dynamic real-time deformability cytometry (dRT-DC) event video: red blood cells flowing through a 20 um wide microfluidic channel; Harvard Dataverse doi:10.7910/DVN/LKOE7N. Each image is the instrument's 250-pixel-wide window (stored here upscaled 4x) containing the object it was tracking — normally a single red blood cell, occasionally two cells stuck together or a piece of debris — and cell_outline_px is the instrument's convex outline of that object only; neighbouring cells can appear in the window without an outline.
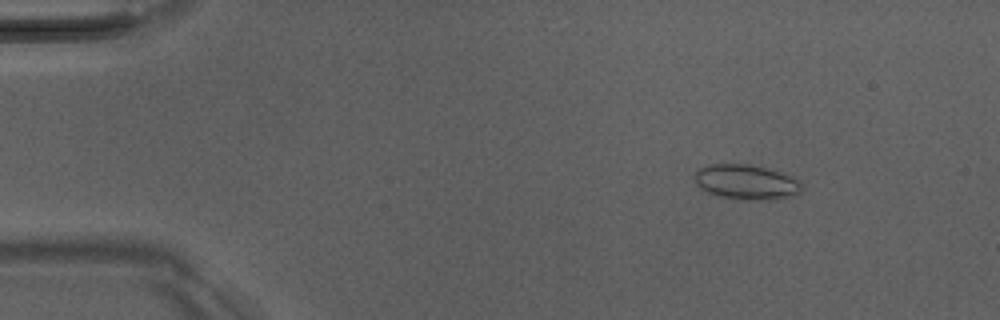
{"species": "Egyptian fruit bat (a non-hibernating species)", "species_latin": "Rousettus aegyptiacus", "temperature_condition": "room temperature", "stored_images_in_passage": 51, "camera_frame_rate_fps": 3000, "um_per_image_px": 0.085, "animal": {"sex": "male"}, "frame": {"image": 1, "passage_image": 7, "time_ms": 2.0, "image_size_px": [1000, 320], "cell_outline_px": [[800, 192], [768, 200], [720, 196], [708, 192], [700, 188], [696, 184], [696, 172], [700, 168], [708, 164], [748, 164], [784, 172], [796, 180], [800, 184]], "centroid_in_image_um": [63.39, 15.44], "position_along_channel_um": 21.6, "area_um2": 21.04}}
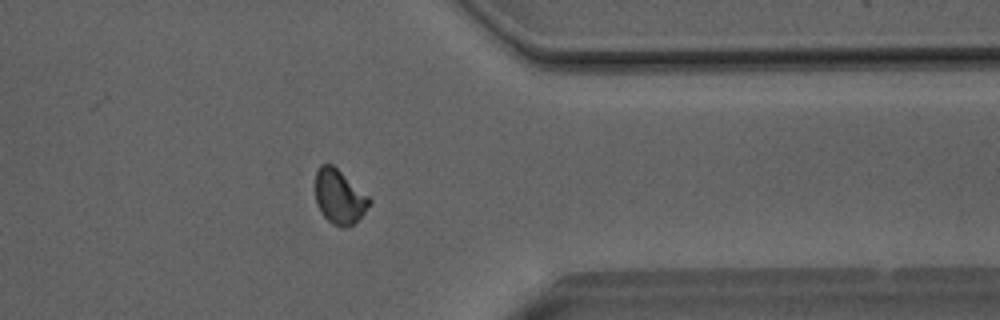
{"frame": {"image": 2, "passage_image": 41, "time_ms": 13.333, "image_size_px": [1000, 320], "cell_outline_px": [[372, 204], [352, 224], [344, 228], [340, 228], [332, 224], [320, 212], [316, 204], [316, 172], [320, 164], [332, 164], [368, 196], [372, 200]], "centroid_in_image_um": [28.83, 16.74], "position_along_channel_um": 382.6, "area_um2": 16.94}}
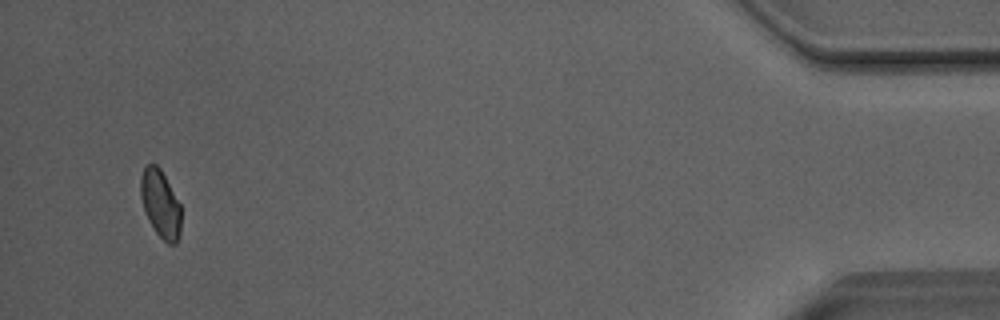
{"frame": {"image": 3, "passage_image": 49, "time_ms": 16.0, "image_size_px": [1000, 320], "cell_outline_px": [[180, 232], [176, 244], [168, 244], [156, 232], [148, 220], [144, 212], [140, 196], [140, 176], [144, 164], [156, 164], [160, 168], [180, 204]], "centroid_in_image_um": [13.6, 17.3], "position_along_channel_um": 421.6, "area_um2": 16.01}, "authors_computed_cell_mechanics": {"area_um2": 17.34, "velocity_mm_per_s": 4.0622, "shape_relaxation_time_tau1_ms": null, "shape_relaxation_time_tau2_ms": 1.1994, "deformation_change_tau1": null, "deformation_change_tau2": 0.0514}}